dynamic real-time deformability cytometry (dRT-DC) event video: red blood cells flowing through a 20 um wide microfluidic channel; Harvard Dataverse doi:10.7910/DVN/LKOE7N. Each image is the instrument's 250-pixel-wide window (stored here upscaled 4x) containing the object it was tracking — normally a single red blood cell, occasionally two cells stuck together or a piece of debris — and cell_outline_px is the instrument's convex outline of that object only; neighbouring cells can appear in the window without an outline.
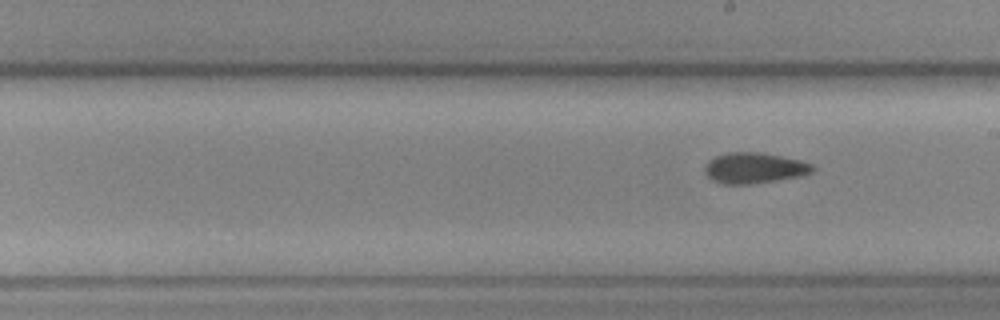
{"species": "common noctule bat (a hibernating species)", "species_latin": "Nyctalus noctula", "temperature_condition": "cold", "stored_images_in_passage": 9, "camera_frame_rate_fps": 3000, "um_per_image_px": 0.085, "animal": {"sex": "female", "body_mass_g": 19.3, "forearm_length_mm": 54.1}, "frame": {"image": 1, "passage_image": 9, "time_ms": 10.333, "image_size_px": [1000, 320], "cell_outline_px": [[816, 168], [812, 172], [796, 176], [776, 180], [752, 184], [724, 184], [712, 180], [704, 172], [704, 164], [708, 160], [716, 156], [728, 152], [760, 152], [800, 160], [812, 164]], "centroid_in_image_um": [64.06, 14.27], "position_along_channel_um": 224.9, "area_um2": 19.25}}